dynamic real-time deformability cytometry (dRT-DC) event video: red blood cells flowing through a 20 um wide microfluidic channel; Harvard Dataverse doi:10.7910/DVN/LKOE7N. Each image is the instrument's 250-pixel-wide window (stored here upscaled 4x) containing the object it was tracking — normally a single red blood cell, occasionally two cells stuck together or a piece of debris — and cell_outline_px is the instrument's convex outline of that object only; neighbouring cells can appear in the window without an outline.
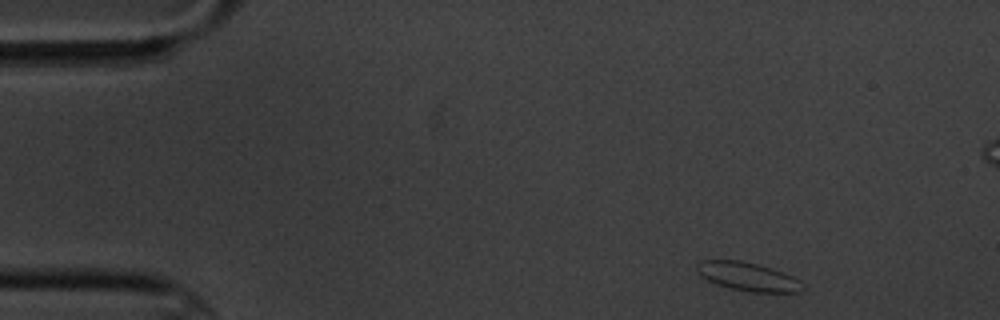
{"species": "common noctule bat (a hibernating species)", "species_latin": "Nyctalus noctula", "temperature_condition": "cold", "stored_images_in_passage": 5, "camera_frame_rate_fps": 3000, "um_per_image_px": 0.085, "animal": {"sex": "male", "body_mass_g": 20.1, "forearm_length_mm": 53.5}, "frame": {"image": 1, "passage_image": 1, "time_ms": 0.0, "image_size_px": [1000, 320], "cell_outline_px": [[808, 288], [800, 292], [748, 292], [728, 288], [716, 284], [700, 276], [696, 272], [696, 264], [700, 260], [740, 260], [772, 268], [784, 272], [792, 276]], "centroid_in_image_um": [63.56, 23.52], "position_along_channel_um": 21.4, "area_um2": 17.86}}
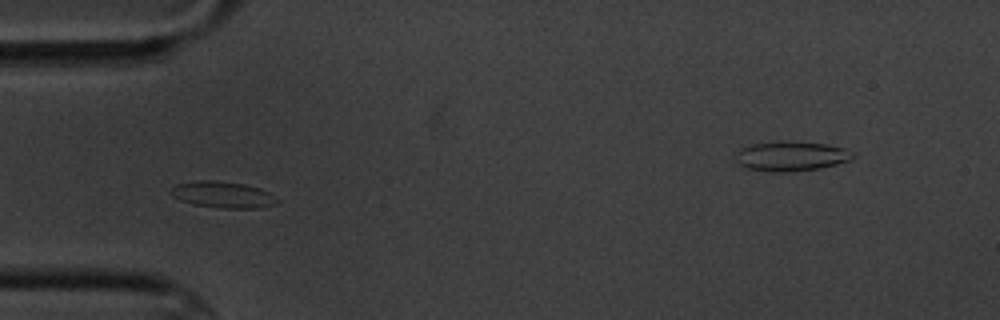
{"frame": {"image": 2, "passage_image": 4, "time_ms": 3.667, "image_size_px": [1000, 320], "cell_outline_px": [[280, 200], [276, 204], [260, 208], [224, 208], [192, 204], [180, 200], [172, 196], [168, 192], [176, 184], [196, 180], [216, 180], [244, 184], [260, 188], [268, 192]], "centroid_in_image_um": [18.93, 16.54], "position_along_channel_um": 66.1, "area_um2": 16.47}}
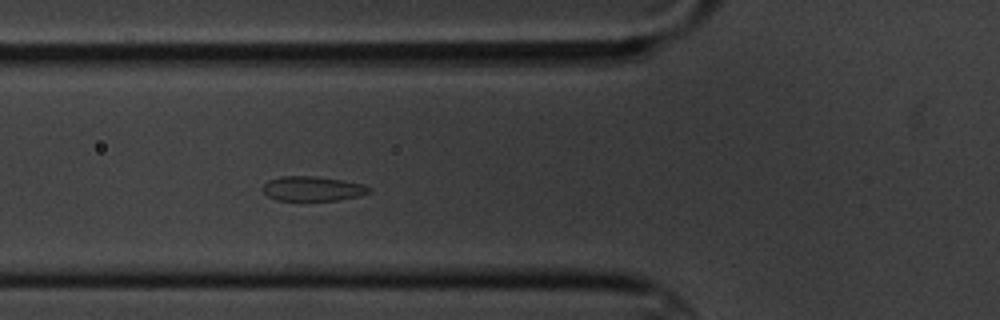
{"frame": {"image": 3, "passage_image": 5, "time_ms": 4.667, "image_size_px": [1000, 320], "cell_outline_px": [[372, 188], [368, 192], [356, 196], [336, 200], [276, 200], [268, 196], [260, 188], [268, 180], [280, 176], [312, 176], [344, 180], [360, 184]], "centroid_in_image_um": [26.49, 16.03], "position_along_channel_um": 99.3, "area_um2": 15.09}}